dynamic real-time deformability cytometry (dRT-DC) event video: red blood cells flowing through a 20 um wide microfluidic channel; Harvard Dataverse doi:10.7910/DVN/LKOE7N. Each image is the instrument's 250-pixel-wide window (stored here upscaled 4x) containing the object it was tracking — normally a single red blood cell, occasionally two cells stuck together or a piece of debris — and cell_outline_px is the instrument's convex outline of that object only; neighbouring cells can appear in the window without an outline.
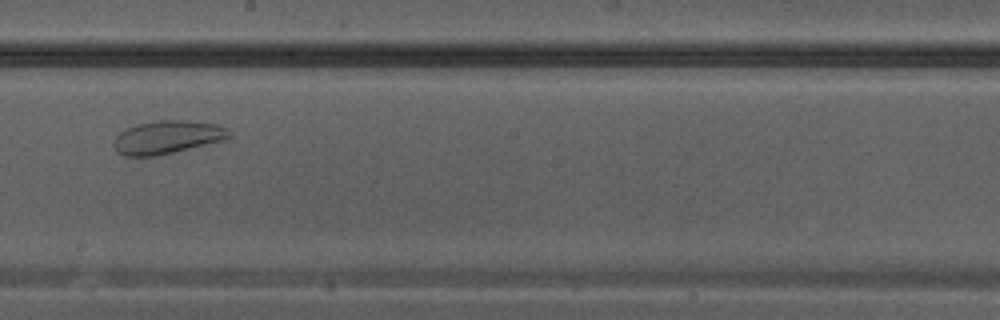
{"species": "Egyptian fruit bat (a non-hibernating species)", "species_latin": "Rousettus aegyptiacus", "temperature_condition": "warm", "stored_images_in_passage": 17, "camera_frame_rate_fps": 3000, "um_per_image_px": 0.085, "animal": {"sex": "male"}, "frame": {"image": 1, "passage_image": 12, "time_ms": 3.667, "image_size_px": [1000, 320], "cell_outline_px": [[232, 136], [228, 140], [172, 152], [152, 156], [124, 156], [116, 152], [112, 144], [112, 140], [124, 128], [136, 124], [160, 120], [188, 120], [216, 124], [232, 132]], "centroid_in_image_um": [14.21, 11.66], "position_along_channel_um": 234.0, "area_um2": 22.6}}